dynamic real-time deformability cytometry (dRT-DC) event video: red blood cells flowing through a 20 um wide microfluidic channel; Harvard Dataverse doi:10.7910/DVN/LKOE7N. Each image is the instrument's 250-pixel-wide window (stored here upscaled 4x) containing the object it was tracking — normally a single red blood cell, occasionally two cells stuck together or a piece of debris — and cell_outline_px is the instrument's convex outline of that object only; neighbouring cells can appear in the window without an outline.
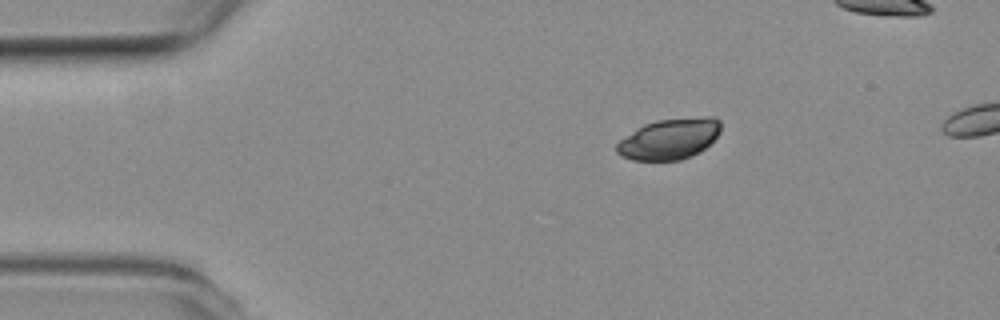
{"species": "common noctule bat (a hibernating species)", "species_latin": "Nyctalus noctula", "temperature_condition": "room temperature", "stored_images_in_passage": 4, "camera_frame_rate_fps": 3000, "um_per_image_px": 0.085, "animal": {"sex": "female", "body_mass_g": 19.3, "forearm_length_mm": 54.1}, "frame": {"image": 1, "passage_image": 1, "time_ms": 0.0, "image_size_px": [1000, 320], "cell_outline_px": [[720, 132], [700, 152], [680, 160], [632, 160], [620, 156], [616, 152], [616, 144], [620, 140], [644, 124], [656, 120], [704, 116], [716, 116], [720, 120]], "centroid_in_image_um": [56.9, 11.8], "position_along_channel_um": 28.1, "area_um2": 24.74}}
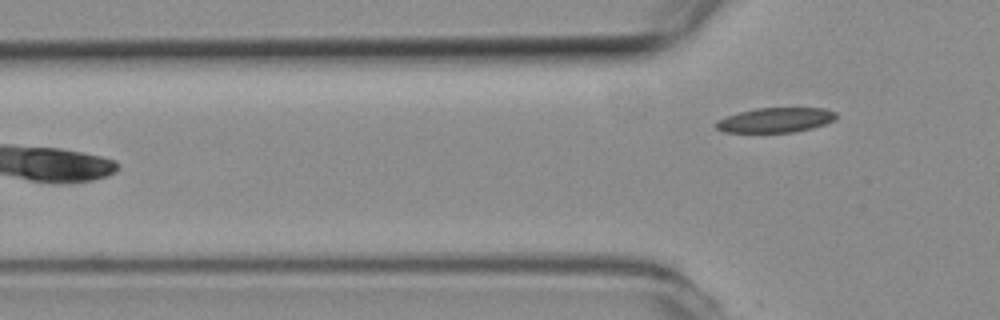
{"frame": {"image": 2, "passage_image": 4, "time_ms": 1.0, "image_size_px": [1000, 320], "cell_outline_px": [[836, 120], [812, 128], [792, 132], [724, 132], [716, 128], [712, 124], [716, 120], [724, 116], [756, 108], [824, 108], [836, 112]], "centroid_in_image_um": [65.88, 10.2], "position_along_channel_um": 59.9, "area_um2": 17.46}}